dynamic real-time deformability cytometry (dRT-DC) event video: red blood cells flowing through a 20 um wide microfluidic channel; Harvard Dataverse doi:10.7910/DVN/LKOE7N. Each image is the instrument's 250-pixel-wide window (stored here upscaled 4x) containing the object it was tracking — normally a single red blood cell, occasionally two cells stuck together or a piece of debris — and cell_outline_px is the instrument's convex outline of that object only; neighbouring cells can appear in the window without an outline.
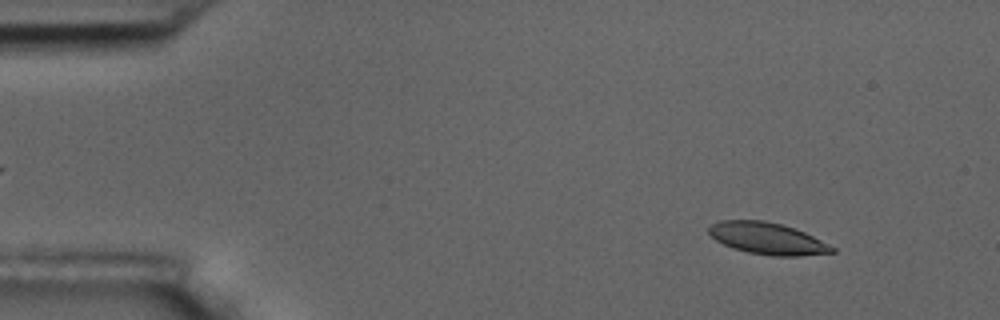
{"species": "common noctule bat (a hibernating species)", "species_latin": "Nyctalus noctula", "temperature_condition": "room temperature", "stored_images_in_passage": 56, "camera_frame_rate_fps": 3000, "um_per_image_px": 0.085, "animal": {"sex": "male", "body_mass_g": 17.5, "forearm_length_mm": 52.3}, "frame": {"image": 1, "passage_image": 6, "time_ms": 1.667, "image_size_px": [1000, 320], "cell_outline_px": [[836, 252], [800, 256], [776, 256], [748, 252], [732, 248], [716, 240], [708, 232], [708, 228], [712, 224], [720, 220], [764, 220], [796, 228], [836, 248]], "centroid_in_image_um": [65.23, 20.27], "position_along_channel_um": 19.8, "area_um2": 22.72}}
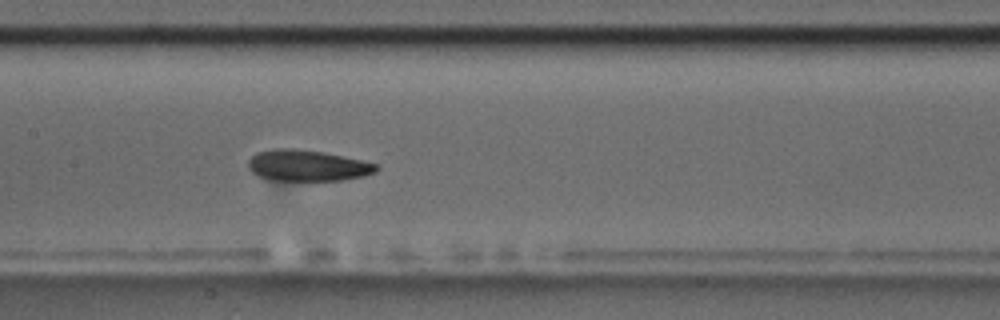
{"frame": {"image": 2, "passage_image": 27, "time_ms": 8.667, "image_size_px": [1000, 320], "cell_outline_px": [[380, 168], [376, 172], [364, 176], [340, 180], [268, 180], [252, 172], [248, 168], [248, 160], [256, 152], [272, 148], [296, 148], [324, 152], [360, 160], [376, 164]], "centroid_in_image_um": [26.1, 14.06], "position_along_channel_um": 181.3, "area_um2": 23.29}}
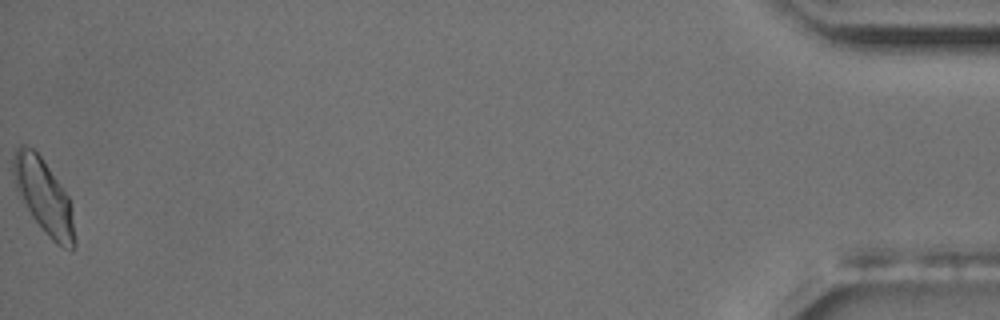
{"frame": {"image": 3, "passage_image": 56, "time_ms": 18.333, "image_size_px": [1000, 320], "cell_outline_px": [[76, 244], [72, 252], [56, 244], [48, 236], [32, 216], [16, 188], [12, 172], [12, 156], [16, 148], [20, 144], [28, 144], [40, 156], [68, 196], [72, 208], [76, 240]], "centroid_in_image_um": [3.73, 16.7], "position_along_channel_um": 431.5, "area_um2": 26.53}, "authors_computed_cell_mechanics": {"area_um2": 23.698, "velocity_mm_per_s": 3.5992, "shape_relaxation_time_tau1_ms": 4.5535, "shape_relaxation_time_tau2_ms": 3.1927, "deformation_change_tau1": 0.1254, "deformation_change_tau2": 0.0843}}